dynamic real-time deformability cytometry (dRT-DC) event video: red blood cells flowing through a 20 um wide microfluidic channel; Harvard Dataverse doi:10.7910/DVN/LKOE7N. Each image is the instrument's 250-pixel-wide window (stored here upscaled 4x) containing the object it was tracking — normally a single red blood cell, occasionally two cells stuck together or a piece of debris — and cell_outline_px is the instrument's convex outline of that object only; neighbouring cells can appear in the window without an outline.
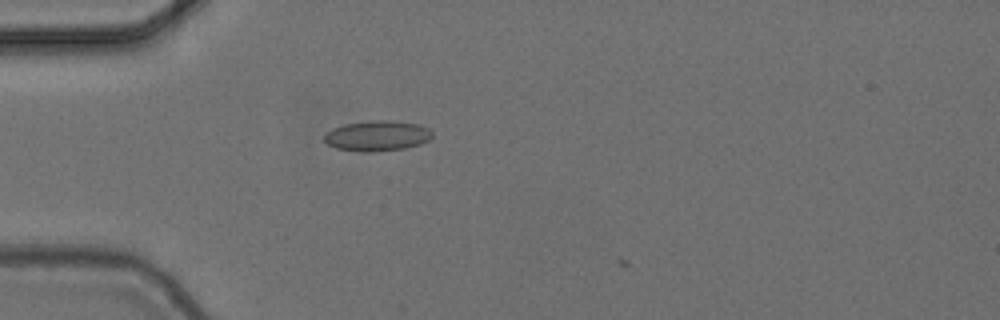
{"species": "common noctule bat (a hibernating species)", "species_latin": "Nyctalus noctula", "temperature_condition": "cold", "stored_images_in_passage": 6, "camera_frame_rate_fps": 3000, "um_per_image_px": 0.085, "animal": {"sex": "female", "body_mass_g": 24.6, "forearm_length_mm": 56.2}, "frame": {"image": 1, "passage_image": 2, "time_ms": 0.333, "image_size_px": [1000, 320], "cell_outline_px": [[432, 136], [428, 140], [420, 144], [404, 148], [368, 152], [360, 152], [336, 148], [328, 144], [324, 140], [324, 136], [332, 128], [344, 124], [372, 120], [392, 120], [416, 124], [428, 128], [432, 132]], "centroid_in_image_um": [32.05, 11.54], "position_along_channel_um": 53.0, "area_um2": 19.02}}